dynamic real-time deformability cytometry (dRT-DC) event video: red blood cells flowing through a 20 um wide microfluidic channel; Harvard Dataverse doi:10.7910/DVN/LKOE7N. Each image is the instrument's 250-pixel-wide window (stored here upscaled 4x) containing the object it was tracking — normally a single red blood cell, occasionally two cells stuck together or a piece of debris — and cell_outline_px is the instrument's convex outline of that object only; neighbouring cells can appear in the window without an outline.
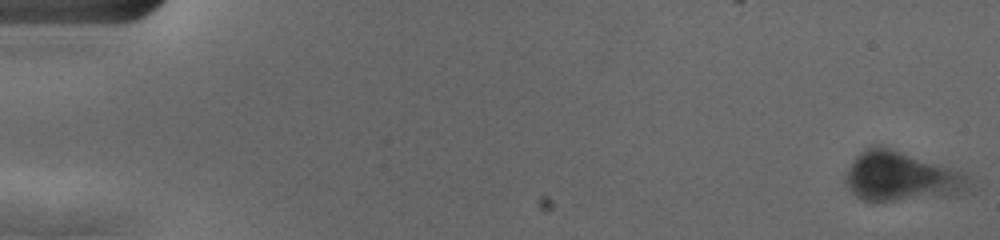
{"species": "human", "species_latin": "Homo sapiens", "temperature_condition": "cold", "stored_images_in_passage": 56, "camera_frame_rate_fps": 3000, "um_per_image_px": 0.085, "donor": {"sex": "female"}, "frame": {"image": 1, "passage_image": 1, "time_ms": 0.0, "image_size_px": [1000, 240], "cell_outline_px": [[972, 184], [964, 192], [948, 196], [896, 200], [864, 200], [856, 196], [852, 192], [844, 180], [848, 168], [856, 156], [864, 148], [876, 144], [880, 144], [964, 172], [972, 180]], "centroid_in_image_um": [76.62, 14.98], "position_along_channel_um": 8.4, "area_um2": 35.66}}
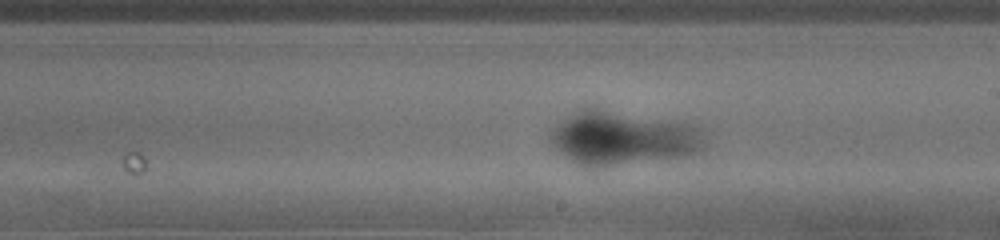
{"frame": {"image": 2, "passage_image": 33, "time_ms": 10.667, "image_size_px": [1000, 240], "cell_outline_px": [[708, 144], [700, 152], [692, 156], [608, 168], [580, 168], [564, 156], [552, 144], [552, 132], [564, 120], [584, 108], [592, 108], [688, 124], [704, 132]], "centroid_in_image_um": [53.01, 11.84], "position_along_channel_um": 236.0, "area_um2": 48.61}}
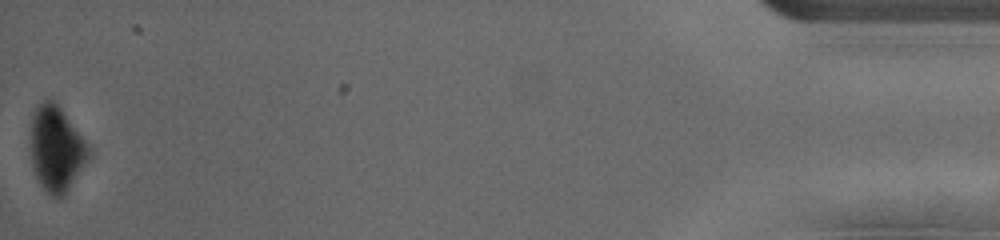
{"frame": {"image": 3, "passage_image": 56, "time_ms": 18.333, "image_size_px": [1000, 240], "cell_outline_px": [[92, 156], [64, 196], [52, 196], [40, 184], [36, 176], [32, 164], [28, 144], [32, 116], [36, 108], [44, 100], [52, 100], [60, 108], [84, 140]], "centroid_in_image_um": [4.76, 12.67], "position_along_channel_um": 430.4, "area_um2": 28.78}}